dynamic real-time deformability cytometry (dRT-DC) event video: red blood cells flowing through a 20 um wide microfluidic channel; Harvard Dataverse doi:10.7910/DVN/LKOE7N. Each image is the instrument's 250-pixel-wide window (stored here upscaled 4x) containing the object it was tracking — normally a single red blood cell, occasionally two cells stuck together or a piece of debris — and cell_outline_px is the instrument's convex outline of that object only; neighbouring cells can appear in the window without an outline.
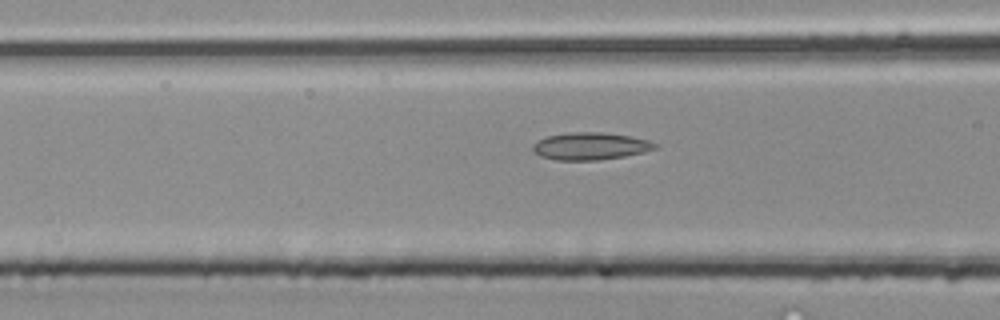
{"species": "common noctule bat (a hibernating species)", "species_latin": "Nyctalus noctula", "temperature_condition": "room temperature", "stored_images_in_passage": 29, "camera_frame_rate_fps": 3000, "um_per_image_px": 0.085, "animal": {"sex": "male", "body_mass_g": 20.4}, "frame": {"image": 1, "passage_image": 10, "time_ms": 3.0, "image_size_px": [1000, 320], "cell_outline_px": [[656, 148], [644, 152], [624, 156], [600, 160], [556, 160], [540, 156], [532, 152], [532, 144], [548, 136], [572, 132], [604, 132], [628, 136], [648, 140], [656, 144]], "centroid_in_image_um": [50.15, 12.43], "position_along_channel_um": 116.5, "area_um2": 19.36}}
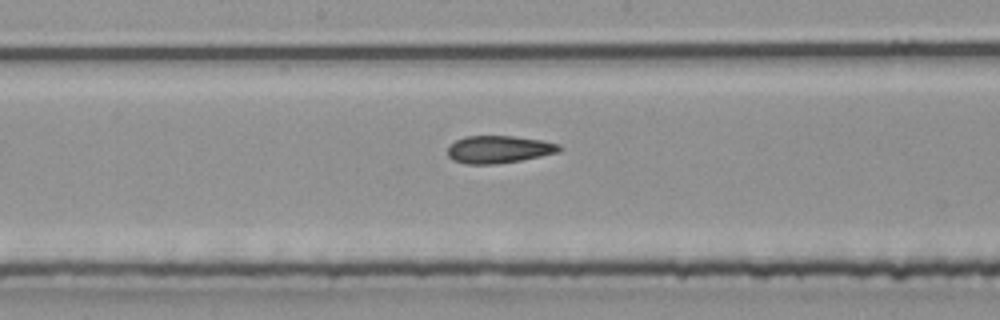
{"frame": {"image": 2, "passage_image": 16, "time_ms": 5.0, "image_size_px": [1000, 320], "cell_outline_px": [[564, 148], [556, 152], [540, 156], [520, 160], [496, 164], [464, 164], [452, 160], [448, 156], [448, 144], [464, 136], [512, 136], [540, 140], [560, 144]], "centroid_in_image_um": [42.35, 12.7], "position_along_channel_um": 205.9, "area_um2": 17.92}}
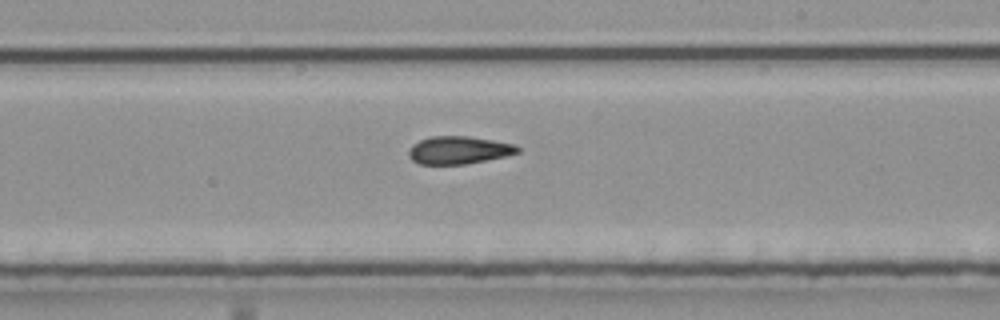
{"frame": {"image": 3, "passage_image": 19, "time_ms": 6.0, "image_size_px": [1000, 320], "cell_outline_px": [[520, 152], [504, 156], [464, 164], [420, 164], [412, 160], [408, 156], [408, 152], [412, 144], [420, 140], [432, 136], [468, 136], [516, 144], [520, 148]], "centroid_in_image_um": [38.98, 12.75], "position_along_channel_um": 250.0, "area_um2": 17.51}}